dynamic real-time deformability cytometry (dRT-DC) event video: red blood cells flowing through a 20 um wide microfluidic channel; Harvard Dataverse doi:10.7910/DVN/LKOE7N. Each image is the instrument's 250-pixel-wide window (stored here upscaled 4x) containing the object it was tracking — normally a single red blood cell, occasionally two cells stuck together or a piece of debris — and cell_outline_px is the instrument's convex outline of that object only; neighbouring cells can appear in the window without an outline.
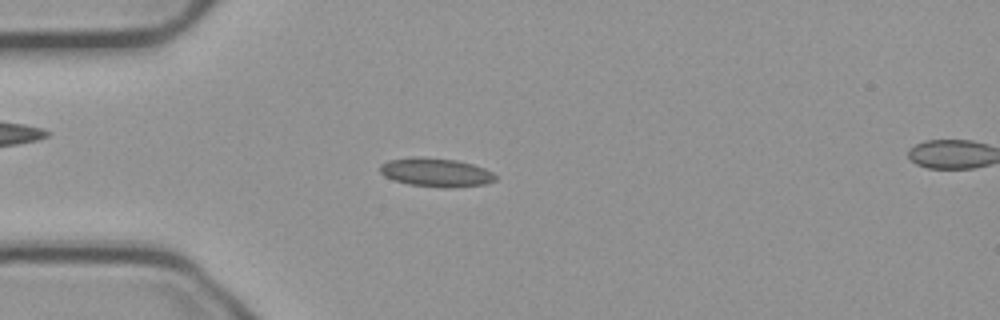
{"species": "common noctule bat (a hibernating species)", "species_latin": "Nyctalus noctula", "temperature_condition": "cold", "stored_images_in_passage": 54, "camera_frame_rate_fps": 3000, "um_per_image_px": 0.085, "animal": {"sex": "male", "body_mass_g": 23.1, "forearm_length_mm": 52.7}, "frame": {"image": 1, "passage_image": 14, "time_ms": 4.333, "image_size_px": [1000, 320], "cell_outline_px": [[496, 180], [484, 184], [452, 188], [444, 188], [408, 184], [384, 176], [380, 172], [380, 164], [388, 160], [416, 156], [424, 156], [456, 160], [472, 164], [484, 168], [492, 172], [496, 176]], "centroid_in_image_um": [37.05, 14.64], "position_along_channel_um": 48.0, "area_um2": 19.42}}
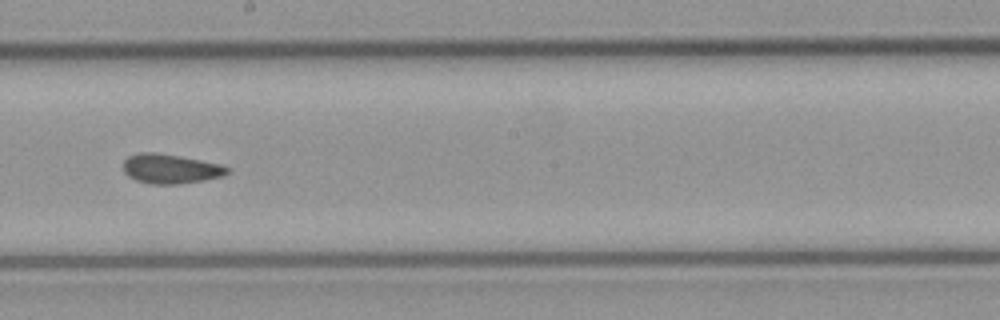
{"frame": {"image": 2, "passage_image": 30, "time_ms": 9.667, "image_size_px": [1000, 320], "cell_outline_px": [[228, 172], [224, 176], [204, 180], [180, 184], [152, 184], [136, 180], [128, 176], [124, 172], [124, 160], [128, 156], [140, 152], [156, 152], [180, 156], [220, 164], [228, 168]], "centroid_in_image_um": [14.48, 14.34], "position_along_channel_um": 233.7, "area_um2": 17.86}}
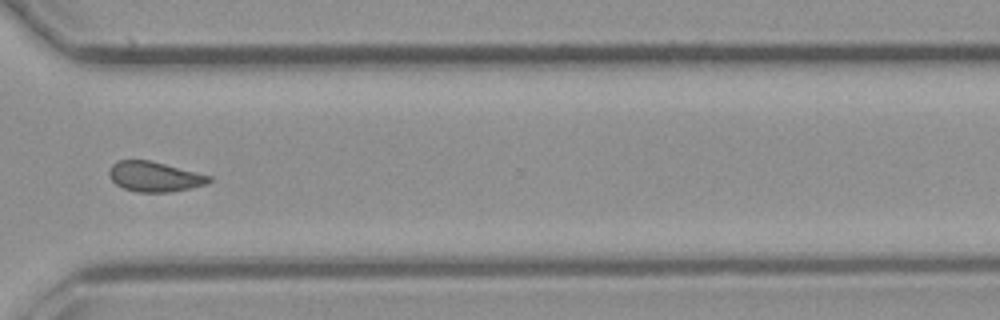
{"frame": {"image": 3, "passage_image": 40, "time_ms": 13.0, "image_size_px": [1000, 320], "cell_outline_px": [[212, 180], [208, 184], [172, 192], [136, 192], [124, 188], [116, 184], [108, 176], [108, 172], [112, 164], [116, 160], [148, 160], [212, 176]], "centroid_in_image_um": [13.12, 15.02], "position_along_channel_um": 357.5, "area_um2": 17.51}, "authors_computed_cell_mechanics": {"area_um2": 17.7735, "velocity_mm_per_s": 3.7247, "shape_relaxation_time_tau1_ms": null, "shape_relaxation_time_tau2_ms": 2.9488, "deformation_change_tau1": null, "deformation_change_tau2": 0.0861}}